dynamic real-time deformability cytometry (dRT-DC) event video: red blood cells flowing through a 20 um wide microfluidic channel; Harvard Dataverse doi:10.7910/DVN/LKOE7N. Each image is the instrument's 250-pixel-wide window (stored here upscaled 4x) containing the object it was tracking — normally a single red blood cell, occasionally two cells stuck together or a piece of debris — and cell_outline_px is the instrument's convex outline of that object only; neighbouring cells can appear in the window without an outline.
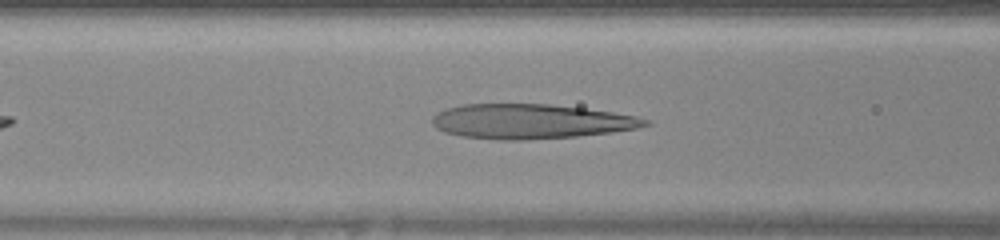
{"species": "human", "species_latin": "Homo sapiens", "temperature_condition": "warm", "stored_images_in_passage": 34, "camera_frame_rate_fps": 3000, "um_per_image_px": 0.085, "donor": {"sex": "female"}, "frame": {"image": 1, "passage_image": 9, "time_ms": 2.667, "image_size_px": [1000, 240], "cell_outline_px": [[652, 124], [636, 128], [612, 132], [576, 136], [524, 140], [500, 140], [464, 136], [444, 132], [436, 128], [432, 124], [432, 116], [436, 112], [448, 108], [464, 104], [548, 104], [584, 108], [612, 112], [636, 116], [652, 120]], "centroid_in_image_um": [45.12, 10.32], "position_along_channel_um": 121.5, "area_um2": 43.06}}
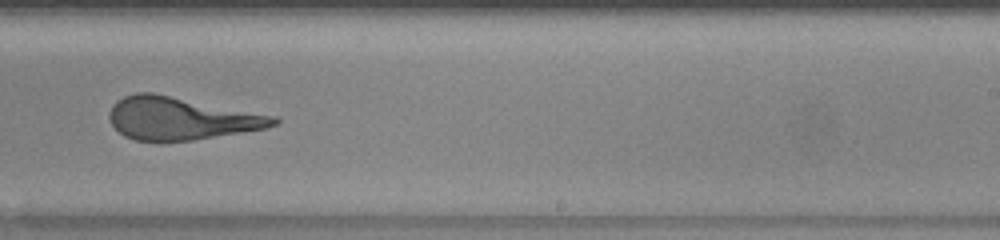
{"frame": {"image": 2, "passage_image": 20, "time_ms": 6.333, "image_size_px": [1000, 240], "cell_outline_px": [[280, 120], [276, 124], [268, 128], [192, 140], [136, 140], [124, 136], [112, 124], [108, 116], [116, 100], [124, 96], [136, 92], [152, 92], [276, 116]], "centroid_in_image_um": [15.38, 10.05], "position_along_channel_um": 273.6, "area_um2": 40.46}}
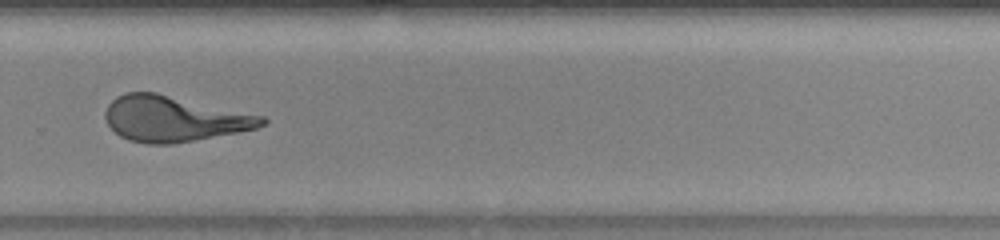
{"frame": {"image": 3, "passage_image": 23, "time_ms": 7.333, "image_size_px": [1000, 240], "cell_outline_px": [[268, 120], [264, 124], [256, 128], [240, 132], [172, 144], [148, 144], [128, 140], [120, 136], [108, 124], [104, 116], [104, 112], [108, 104], [116, 96], [124, 92], [156, 92], [264, 116]], "centroid_in_image_um": [14.76, 10.09], "position_along_channel_um": 315.0, "area_um2": 41.67}}